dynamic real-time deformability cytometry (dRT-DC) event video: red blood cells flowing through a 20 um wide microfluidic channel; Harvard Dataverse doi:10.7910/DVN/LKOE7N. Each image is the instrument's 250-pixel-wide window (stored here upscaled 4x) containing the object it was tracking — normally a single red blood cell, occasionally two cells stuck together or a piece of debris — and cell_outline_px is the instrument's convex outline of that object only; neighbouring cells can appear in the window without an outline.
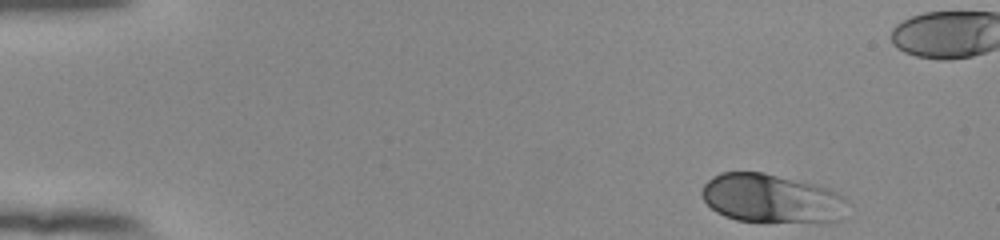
{"species": "human", "species_latin": "Homo sapiens", "temperature_condition": "room temperature", "stored_images_in_passage": 50, "camera_frame_rate_fps": 3000, "um_per_image_px": 0.085, "donor": {"sex": "female"}, "frame": {"image": 1, "passage_image": 1, "time_ms": 0.0, "image_size_px": [1000, 240], "cell_outline_px": [[844, 200], [840, 220], [828, 224], [824, 224], [736, 220], [724, 216], [716, 212], [704, 200], [700, 192], [704, 184], [712, 176], [720, 172], [764, 172], [816, 184], [828, 188], [836, 192]], "centroid_in_image_um": [65.55, 16.89], "position_along_channel_um": 19.4, "area_um2": 41.85}}
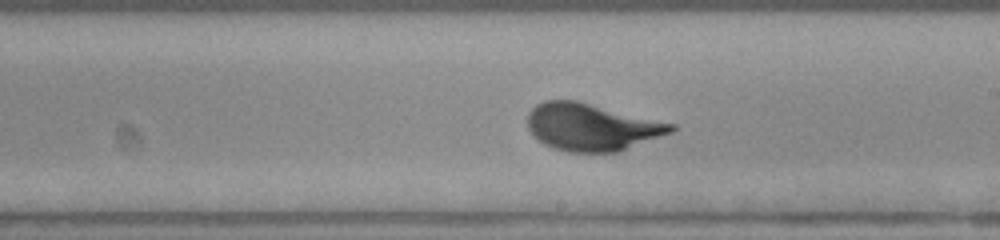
{"frame": {"image": 2, "passage_image": 27, "time_ms": 8.667, "image_size_px": [1000, 240], "cell_outline_px": [[676, 128], [672, 132], [620, 152], [568, 152], [552, 148], [544, 144], [528, 128], [528, 112], [536, 104], [544, 100], [576, 100], [676, 124]], "centroid_in_image_um": [50.3, 10.8], "position_along_channel_um": 238.7, "area_um2": 39.54}}
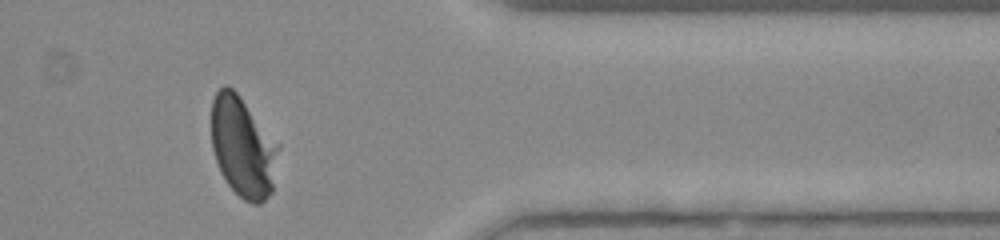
{"frame": {"image": 3, "passage_image": 40, "time_ms": 13.0, "image_size_px": [1000, 240], "cell_outline_px": [[280, 148], [272, 192], [260, 204], [252, 204], [244, 200], [228, 184], [220, 172], [212, 148], [212, 100], [216, 92], [224, 84], [228, 84], [240, 96], [280, 144]], "centroid_in_image_um": [20.66, 12.49], "position_along_channel_um": 390.7, "area_um2": 39.42}, "authors_computed_cell_mechanics": {"area_um2": 38.8127, "velocity_mm_per_s": 3.8529, "shape_relaxation_time_tau1_ms": 3.1798, "shape_relaxation_time_tau2_ms": null, "deformation_change_tau1": 0.1858, "deformation_change_tau2": null}}